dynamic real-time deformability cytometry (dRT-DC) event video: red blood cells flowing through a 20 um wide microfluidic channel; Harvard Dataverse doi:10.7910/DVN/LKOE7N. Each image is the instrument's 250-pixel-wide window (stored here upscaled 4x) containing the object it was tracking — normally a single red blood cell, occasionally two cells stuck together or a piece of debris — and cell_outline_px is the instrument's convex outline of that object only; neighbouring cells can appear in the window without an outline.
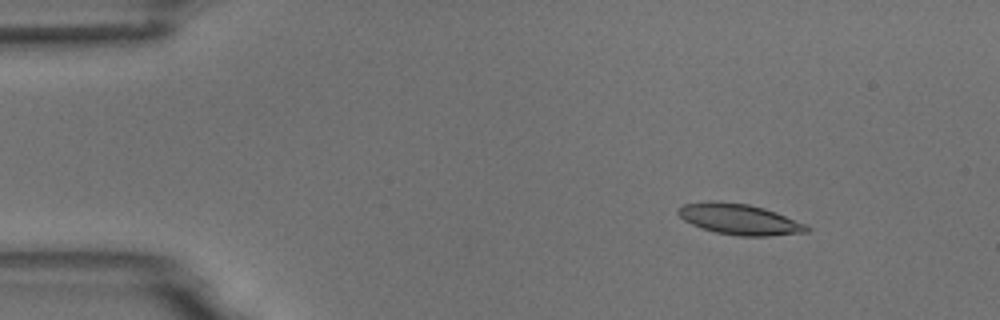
{"species": "common noctule bat (a hibernating species)", "species_latin": "Nyctalus noctula", "temperature_condition": "room temperature", "stored_images_in_passage": 4, "camera_frame_rate_fps": 3000, "um_per_image_px": 0.085, "animal": {"sex": "male", "body_mass_g": 18.8}, "frame": {"image": 1, "passage_image": 2, "time_ms": 1.333, "image_size_px": [1000, 320], "cell_outline_px": [[812, 228], [808, 232], [768, 236], [736, 236], [716, 232], [692, 224], [684, 220], [676, 212], [684, 204], [712, 200], [748, 204], [764, 208], [776, 212], [808, 224]], "centroid_in_image_um": [62.91, 18.64], "position_along_channel_um": 22.1, "area_um2": 23.12}}
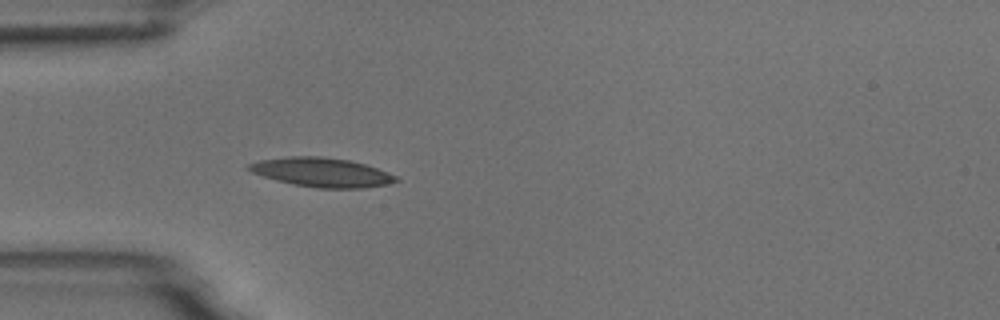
{"frame": {"image": 2, "passage_image": 4, "time_ms": 4.333, "image_size_px": [1000, 320], "cell_outline_px": [[400, 180], [388, 184], [364, 188], [316, 188], [292, 184], [276, 180], [252, 172], [244, 168], [248, 164], [260, 160], [288, 156], [324, 156], [348, 160], [364, 164], [376, 168], [396, 176]], "centroid_in_image_um": [27.32, 14.64], "position_along_channel_um": 57.7, "area_um2": 24.97}}